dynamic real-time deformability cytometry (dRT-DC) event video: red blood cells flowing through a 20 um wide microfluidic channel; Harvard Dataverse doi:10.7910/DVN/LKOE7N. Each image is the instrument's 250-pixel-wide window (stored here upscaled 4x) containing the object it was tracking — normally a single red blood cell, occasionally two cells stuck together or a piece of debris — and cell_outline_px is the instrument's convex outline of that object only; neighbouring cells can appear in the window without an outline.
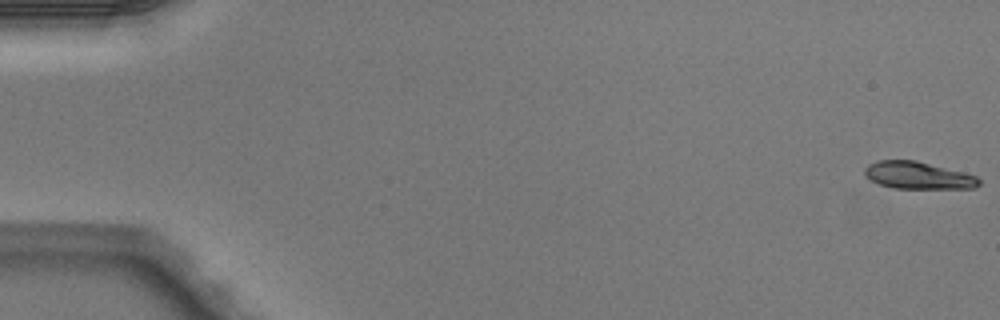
{"species": "Egyptian fruit bat (a non-hibernating species)", "species_latin": "Rousettus aegyptiacus", "temperature_condition": "warm", "stored_images_in_passage": 4, "camera_frame_rate_fps": 3000, "um_per_image_px": 0.085, "animal": {"sex": "male"}, "frame": {"image": 1, "passage_image": 1, "time_ms": 0.0, "image_size_px": [1000, 320], "cell_outline_px": [[980, 184], [976, 188], [892, 188], [880, 184], [864, 176], [864, 168], [868, 164], [876, 160], [916, 160], [964, 172], [976, 176], [980, 180]], "centroid_in_image_um": [78.02, 14.9], "position_along_channel_um": 7.0, "area_um2": 18.21}}